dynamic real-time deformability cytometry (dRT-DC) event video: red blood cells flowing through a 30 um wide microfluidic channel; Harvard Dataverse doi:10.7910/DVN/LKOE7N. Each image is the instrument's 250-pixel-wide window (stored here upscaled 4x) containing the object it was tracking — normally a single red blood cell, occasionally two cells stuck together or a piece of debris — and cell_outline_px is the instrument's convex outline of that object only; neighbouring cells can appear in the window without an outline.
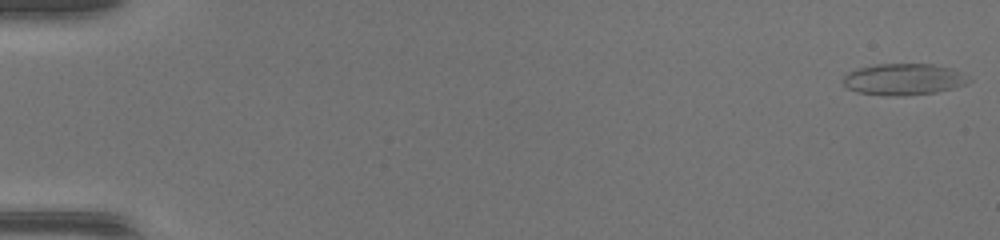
{"species": "common noctule bat (a hibernating species)", "species_latin": "Nyctalus noctula", "temperature_condition": "warm", "stored_images_in_passage": 49, "camera_frame_rate_fps": 3000, "um_per_image_px": 0.085, "animal": {"sex": "female", "body_mass_g": 17.0, "forearm_length_mm": 48.0}, "frame": {"image": 1, "passage_image": 1, "time_ms": 0.0, "image_size_px": [1000, 240], "cell_outline_px": [[972, 80], [968, 84], [936, 92], [908, 96], [884, 96], [856, 92], [848, 88], [844, 84], [844, 76], [848, 72], [856, 68], [876, 64], [932, 64], [952, 68], [960, 72]], "centroid_in_image_um": [76.81, 6.75], "position_along_channel_um": 8.2, "area_um2": 23.29}}
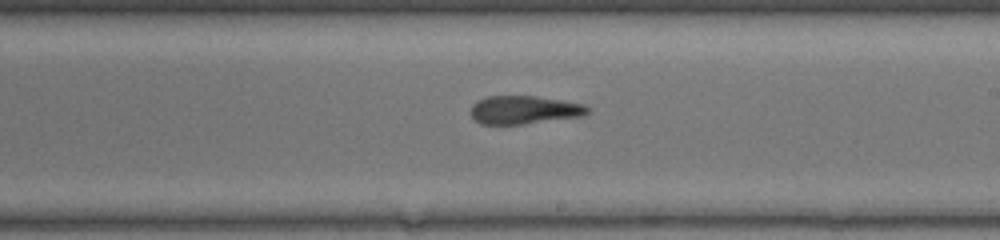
{"frame": {"image": 2, "passage_image": 30, "time_ms": 9.667, "image_size_px": [1000, 240], "cell_outline_px": [[588, 112], [584, 116], [524, 124], [480, 124], [472, 116], [472, 104], [476, 100], [488, 96], [536, 96], [584, 104], [588, 108]], "centroid_in_image_um": [44.55, 9.34], "position_along_channel_um": 244.5, "area_um2": 19.19}}
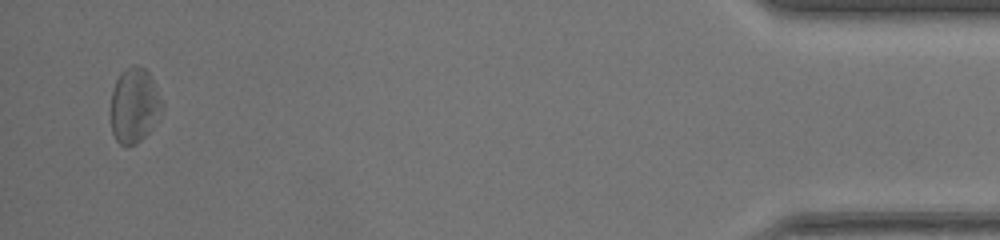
{"frame": {"image": 3, "passage_image": 48, "time_ms": 15.667, "image_size_px": [1000, 240], "cell_outline_px": [[164, 108], [152, 128], [136, 144], [128, 148], [120, 144], [116, 140], [112, 132], [112, 92], [116, 80], [120, 72], [136, 64], [144, 68], [148, 72], [164, 104]], "centroid_in_image_um": [11.43, 8.99], "position_along_channel_um": 423.8, "area_um2": 22.31}, "authors_computed_cell_mechanics": {"area_um2": 21.1548, "velocity_mm_per_s": 4.2931, "shape_relaxation_time_tau1_ms": null, "shape_relaxation_time_tau2_ms": 2.8508, "deformation_change_tau1": null, "deformation_change_tau2": 0.1263}}